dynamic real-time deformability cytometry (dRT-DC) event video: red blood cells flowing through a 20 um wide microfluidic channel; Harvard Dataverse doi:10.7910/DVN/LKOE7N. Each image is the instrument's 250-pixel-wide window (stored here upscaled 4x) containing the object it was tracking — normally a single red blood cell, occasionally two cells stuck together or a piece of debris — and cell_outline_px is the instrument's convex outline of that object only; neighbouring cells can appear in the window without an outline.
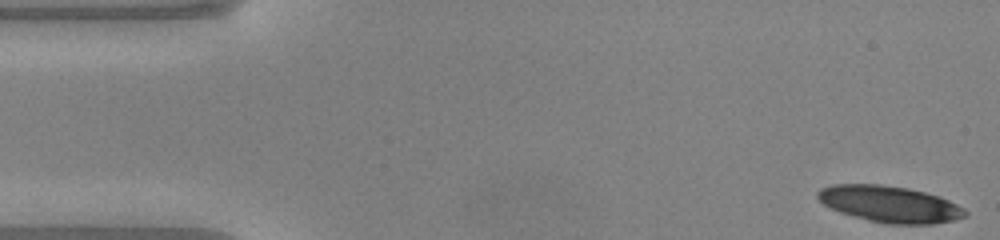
{"species": "common noctule bat (a hibernating species)", "species_latin": "Nyctalus noctula", "temperature_condition": "warm", "stored_images_in_passage": 16, "camera_frame_rate_fps": 3000, "um_per_image_px": 0.085, "animal": {"sex": "male", "body_mass_g": 20.0, "forearm_length_mm": 53.3}, "frame": {"image": 1, "passage_image": 1, "time_ms": 0.0, "image_size_px": [1000, 240], "cell_outline_px": [[968, 216], [956, 220], [932, 224], [888, 224], [868, 220], [840, 212], [824, 204], [816, 196], [816, 192], [820, 188], [832, 184], [880, 184], [908, 188], [940, 196], [964, 208], [968, 212]], "centroid_in_image_um": [75.65, 17.35], "position_along_channel_um": 9.3, "area_um2": 31.44}}